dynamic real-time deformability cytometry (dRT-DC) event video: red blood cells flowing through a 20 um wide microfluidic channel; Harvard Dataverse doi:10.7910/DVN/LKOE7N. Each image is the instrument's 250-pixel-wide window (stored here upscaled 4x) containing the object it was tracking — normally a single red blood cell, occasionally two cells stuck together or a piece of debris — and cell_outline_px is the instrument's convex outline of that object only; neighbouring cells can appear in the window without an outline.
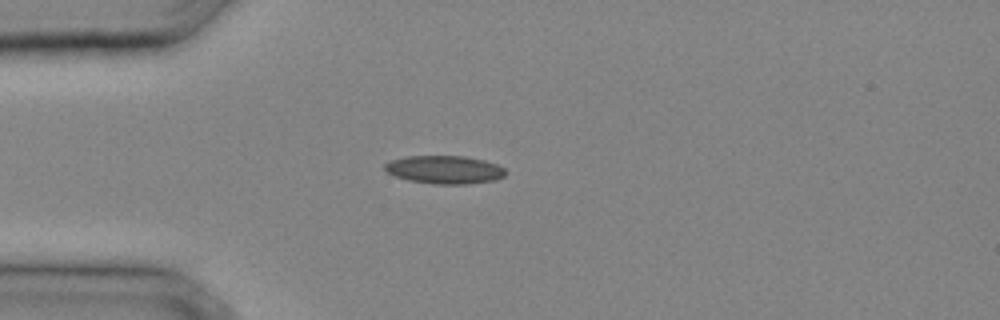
{"species": "common noctule bat (a hibernating species)", "species_latin": "Nyctalus noctula", "temperature_condition": "cold", "stored_images_in_passage": 29, "camera_frame_rate_fps": 3000, "um_per_image_px": 0.085, "animal": {"sex": "male", "body_mass_g": 20.4}, "frame": {"image": 1, "passage_image": 7, "time_ms": 2.0, "image_size_px": [1000, 320], "cell_outline_px": [[504, 176], [496, 180], [468, 184], [432, 184], [408, 180], [396, 176], [388, 172], [384, 168], [384, 164], [392, 160], [408, 156], [464, 156], [484, 160], [496, 164], [504, 168]], "centroid_in_image_um": [37.79, 14.43], "position_along_channel_um": 47.2, "area_um2": 19.71}}
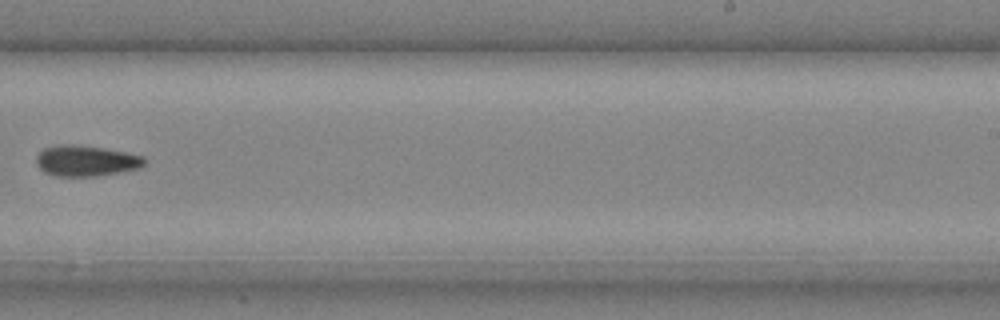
{"frame": {"image": 2, "passage_image": 19, "time_ms": 6.0, "image_size_px": [1000, 320], "cell_outline_px": [[148, 160], [140, 168], [120, 172], [92, 176], [60, 176], [44, 172], [36, 164], [36, 156], [44, 148], [56, 144], [72, 144], [104, 148], [144, 156]], "centroid_in_image_um": [7.31, 13.66], "position_along_channel_um": 281.7, "area_um2": 19.42}}
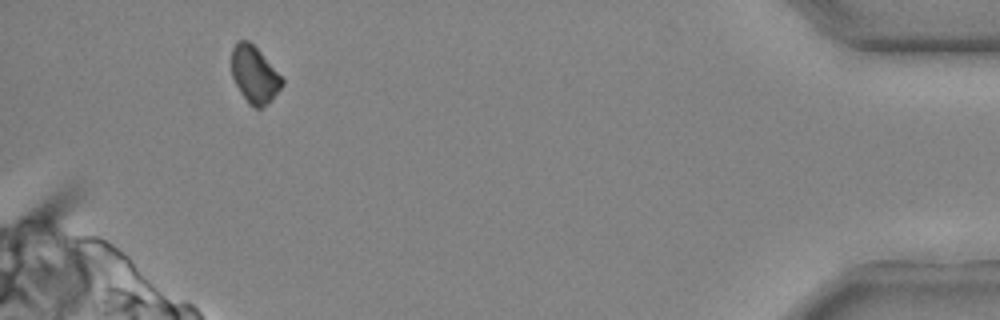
{"frame": {"image": 3, "passage_image": 28, "time_ms": 9.0, "image_size_px": [1000, 320], "cell_outline_px": [[284, 84], [272, 100], [260, 108], [256, 108], [248, 104], [240, 92], [232, 76], [232, 48], [236, 40], [248, 40], [260, 52], [284, 80]], "centroid_in_image_um": [21.62, 6.35], "position_along_channel_um": 413.6, "area_um2": 16.59}}